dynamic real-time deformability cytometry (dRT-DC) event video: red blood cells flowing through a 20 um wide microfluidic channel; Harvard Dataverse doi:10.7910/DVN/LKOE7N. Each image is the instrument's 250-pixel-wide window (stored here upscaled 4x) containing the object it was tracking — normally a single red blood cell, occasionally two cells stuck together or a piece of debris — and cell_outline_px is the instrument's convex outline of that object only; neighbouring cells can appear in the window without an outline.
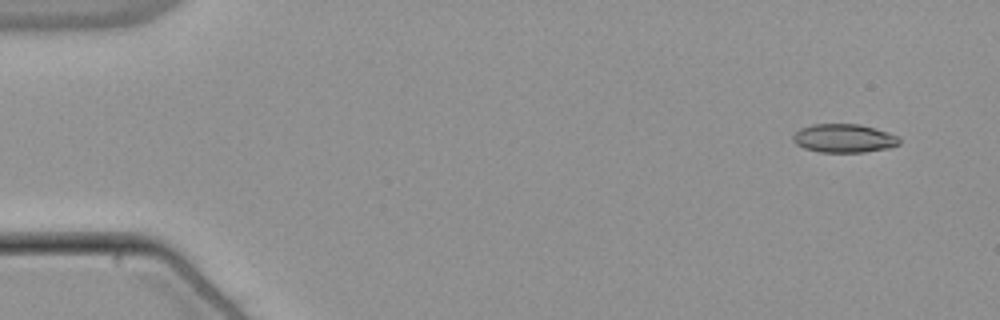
{"species": "common noctule bat (a hibernating species)", "species_latin": "Nyctalus noctula", "temperature_condition": "warm", "stored_images_in_passage": 54, "camera_frame_rate_fps": 3000, "um_per_image_px": 0.085, "animal": {"sex": "male", "body_mass_g": 21.5, "forearm_length_mm": 52.0}, "frame": {"image": 1, "passage_image": 4, "time_ms": 1.0, "image_size_px": [1000, 320], "cell_outline_px": [[900, 144], [888, 148], [864, 152], [820, 152], [804, 148], [796, 144], [792, 140], [792, 136], [800, 128], [812, 124], [860, 124], [888, 132], [900, 136]], "centroid_in_image_um": [71.74, 11.75], "position_along_channel_um": 13.3, "area_um2": 17.8}}
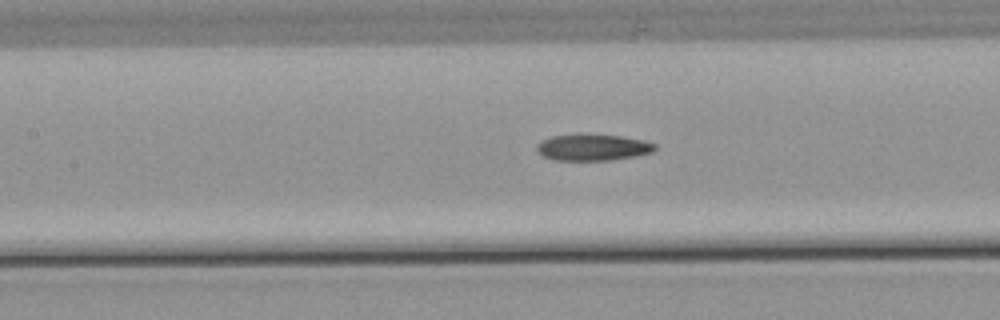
{"frame": {"image": 2, "passage_image": 25, "time_ms": 8.0, "image_size_px": [1000, 320], "cell_outline_px": [[656, 148], [652, 152], [636, 156], [612, 160], [552, 160], [544, 156], [536, 148], [544, 140], [552, 136], [620, 136], [644, 140], [656, 144]], "centroid_in_image_um": [50.46, 12.56], "position_along_channel_um": 156.9, "area_um2": 17.46}}
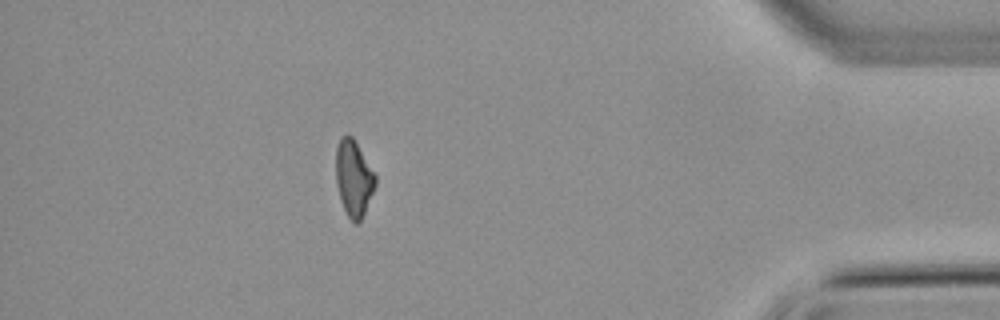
{"frame": {"image": 3, "passage_image": 48, "time_ms": 15.667, "image_size_px": [1000, 320], "cell_outline_px": [[376, 184], [364, 212], [360, 220], [356, 224], [348, 216], [340, 200], [336, 184], [336, 148], [340, 136], [352, 136], [376, 176]], "centroid_in_image_um": [30.04, 15.14], "position_along_channel_um": 405.2, "area_um2": 17.17}}